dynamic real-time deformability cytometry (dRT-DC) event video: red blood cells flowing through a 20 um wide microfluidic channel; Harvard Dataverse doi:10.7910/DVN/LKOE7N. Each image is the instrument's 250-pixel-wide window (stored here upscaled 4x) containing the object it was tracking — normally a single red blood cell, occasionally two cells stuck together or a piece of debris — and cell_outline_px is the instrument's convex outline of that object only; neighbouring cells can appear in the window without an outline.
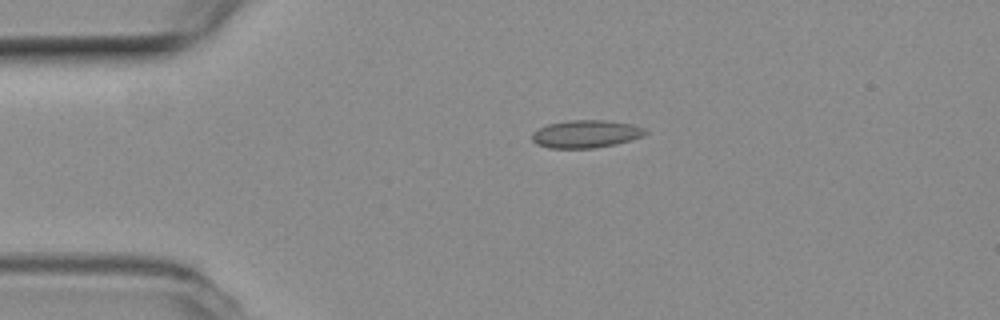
{"species": "common noctule bat (a hibernating species)", "species_latin": "Nyctalus noctula", "temperature_condition": "room temperature", "stored_images_in_passage": 3, "camera_frame_rate_fps": 3000, "um_per_image_px": 0.085, "animal": {"sex": "female", "body_mass_g": 19.3, "forearm_length_mm": 54.1}, "frame": {"image": 1, "passage_image": 2, "time_ms": 0.333, "image_size_px": [1000, 320], "cell_outline_px": [[648, 132], [640, 136], [616, 144], [596, 148], [548, 148], [536, 144], [532, 140], [532, 132], [548, 124], [572, 120], [608, 120], [632, 124], [644, 128]], "centroid_in_image_um": [49.77, 11.39], "position_along_channel_um": 35.2, "area_um2": 18.21}}